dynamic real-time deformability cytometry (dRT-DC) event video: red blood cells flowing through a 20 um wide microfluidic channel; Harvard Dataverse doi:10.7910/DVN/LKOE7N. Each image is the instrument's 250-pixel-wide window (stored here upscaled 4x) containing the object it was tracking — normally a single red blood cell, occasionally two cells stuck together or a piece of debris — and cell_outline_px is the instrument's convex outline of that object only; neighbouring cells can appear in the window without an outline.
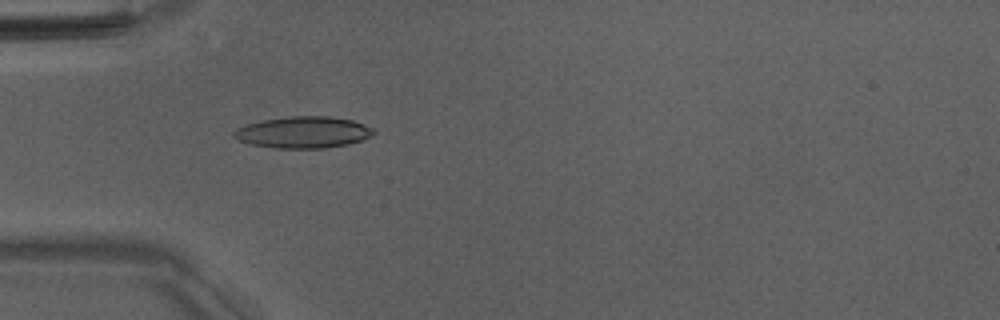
{"species": "Egyptian fruit bat (a non-hibernating species)", "species_latin": "Rousettus aegyptiacus", "temperature_condition": "room temperature", "stored_images_in_passage": 39, "camera_frame_rate_fps": 3000, "um_per_image_px": 0.085, "animal": {"sex": "male"}, "frame": {"image": 1, "passage_image": 4, "time_ms": 1.0, "image_size_px": [1000, 320], "cell_outline_px": [[376, 132], [372, 136], [364, 140], [348, 144], [324, 148], [276, 148], [252, 144], [240, 140], [232, 136], [232, 132], [236, 128], [248, 124], [264, 120], [288, 116], [332, 116], [352, 120], [372, 128]], "centroid_in_image_um": [25.8, 11.24], "position_along_channel_um": 59.2, "area_um2": 25.66}}
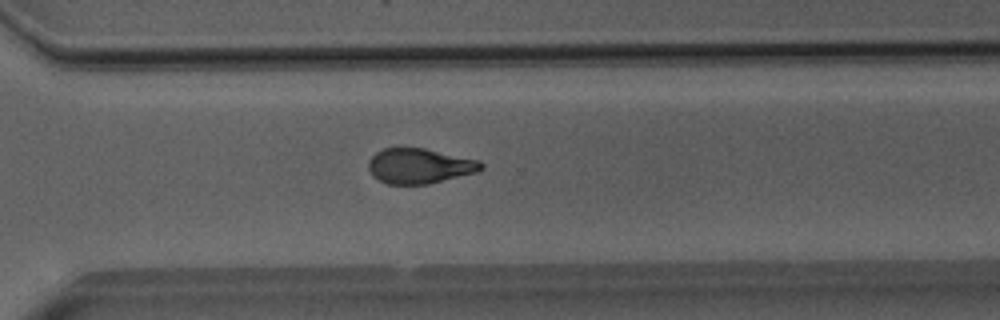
{"frame": {"image": 2, "passage_image": 25, "time_ms": 8.0, "image_size_px": [1000, 320], "cell_outline_px": [[484, 168], [476, 172], [428, 184], [388, 184], [372, 176], [368, 168], [368, 160], [376, 152], [384, 148], [424, 148], [480, 160], [484, 164]], "centroid_in_image_um": [35.66, 14.1], "position_along_channel_um": 334.9, "area_um2": 23.06}}
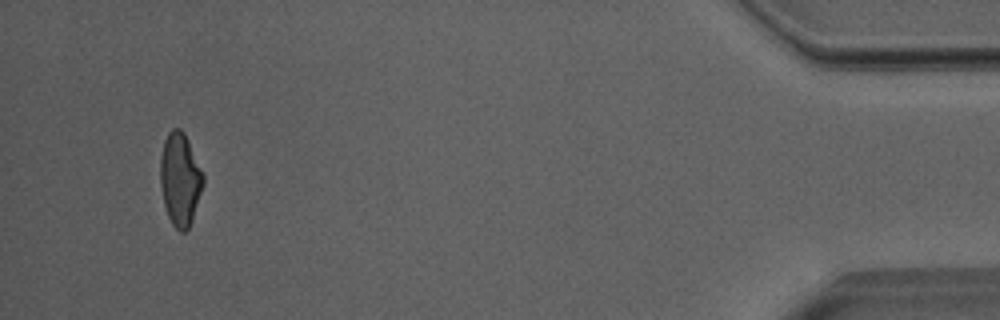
{"frame": {"image": 3, "passage_image": 37, "time_ms": 12.0, "image_size_px": [1000, 320], "cell_outline_px": [[204, 184], [192, 220], [188, 228], [184, 232], [180, 232], [172, 224], [168, 216], [164, 204], [160, 184], [160, 160], [164, 140], [168, 132], [172, 128], [180, 128], [184, 132], [204, 176]], "centroid_in_image_um": [15.3, 15.24], "position_along_channel_um": 419.9, "area_um2": 23.12}, "authors_computed_cell_mechanics": {"area_um2": 23.7558, "velocity_mm_per_s": 4.0124, "shape_relaxation_time_tau1_ms": 6.7682, "shape_relaxation_time_tau2_ms": 2.195, "deformation_change_tau1": 0.2023, "deformation_change_tau2": 0.0988}}